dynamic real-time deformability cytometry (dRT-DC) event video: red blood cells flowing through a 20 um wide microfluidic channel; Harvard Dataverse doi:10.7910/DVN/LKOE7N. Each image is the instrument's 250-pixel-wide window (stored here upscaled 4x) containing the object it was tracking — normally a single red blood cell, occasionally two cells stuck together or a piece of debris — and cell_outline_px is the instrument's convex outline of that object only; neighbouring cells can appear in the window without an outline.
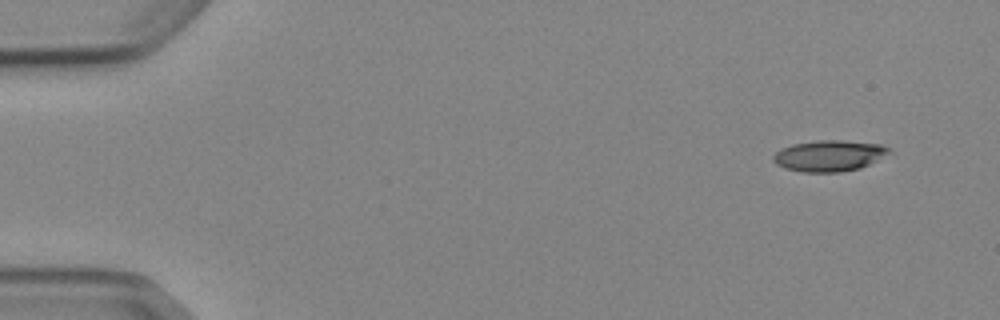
{"species": "Egyptian fruit bat (a non-hibernating species)", "species_latin": "Rousettus aegyptiacus", "temperature_condition": "cold", "stored_images_in_passage": 6, "camera_frame_rate_fps": 3000, "um_per_image_px": 0.085, "animal": {"sex": "female"}, "frame": {"image": 1, "passage_image": 1, "time_ms": 0.0, "image_size_px": [1000, 320], "cell_outline_px": [[892, 152], [860, 168], [840, 172], [800, 172], [784, 168], [776, 164], [772, 160], [772, 156], [780, 148], [792, 144], [820, 140], [840, 140], [880, 144], [888, 148]], "centroid_in_image_um": [70.43, 13.24], "position_along_channel_um": 14.6, "area_um2": 20.98}}
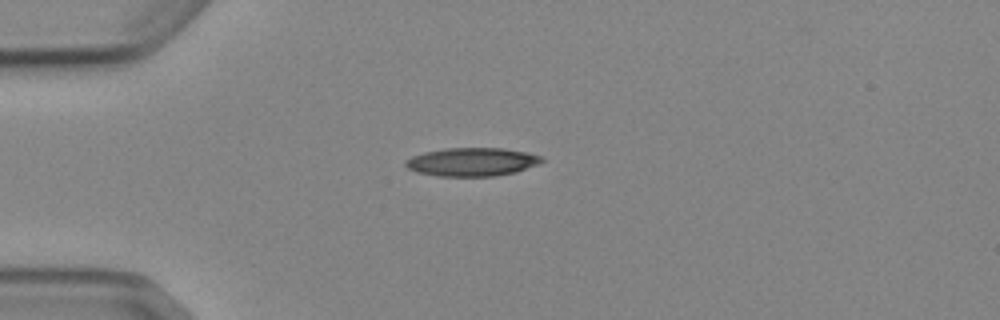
{"frame": {"image": 2, "passage_image": 4, "time_ms": 3.333, "image_size_px": [1000, 320], "cell_outline_px": [[544, 160], [540, 164], [516, 172], [492, 176], [440, 176], [416, 172], [408, 168], [404, 164], [404, 160], [412, 156], [424, 152], [444, 148], [504, 148], [528, 152], [540, 156]], "centroid_in_image_um": [40.12, 13.75], "position_along_channel_um": 44.9, "area_um2": 22.66}}
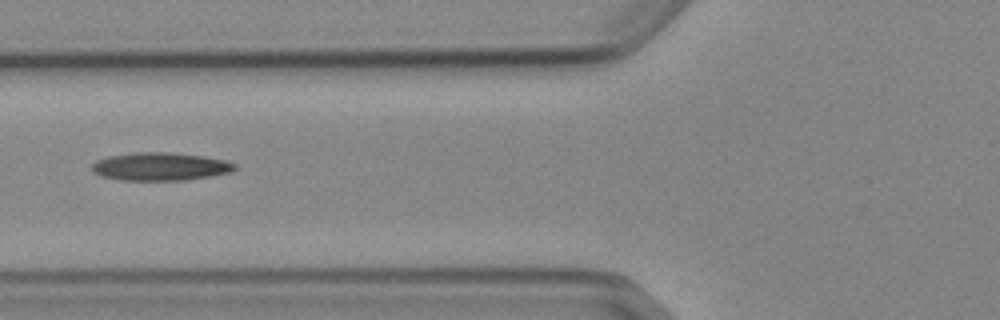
{"frame": {"image": 3, "passage_image": 6, "time_ms": 5.667, "image_size_px": [1000, 320], "cell_outline_px": [[236, 168], [228, 172], [208, 176], [184, 180], [120, 180], [100, 176], [92, 172], [92, 164], [96, 160], [108, 156], [136, 152], [168, 152], [204, 156], [224, 160], [236, 164]], "centroid_in_image_um": [13.56, 14.15], "position_along_channel_um": 112.2, "area_um2": 23.24}}